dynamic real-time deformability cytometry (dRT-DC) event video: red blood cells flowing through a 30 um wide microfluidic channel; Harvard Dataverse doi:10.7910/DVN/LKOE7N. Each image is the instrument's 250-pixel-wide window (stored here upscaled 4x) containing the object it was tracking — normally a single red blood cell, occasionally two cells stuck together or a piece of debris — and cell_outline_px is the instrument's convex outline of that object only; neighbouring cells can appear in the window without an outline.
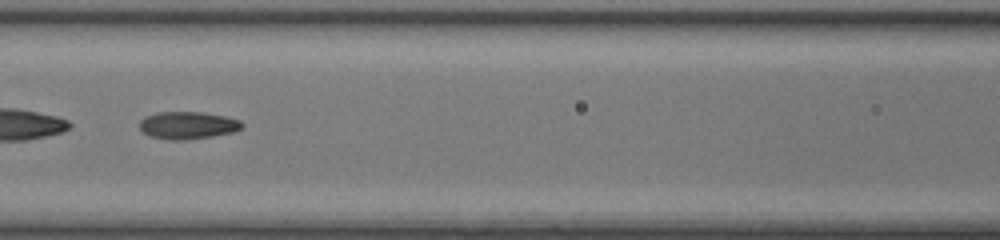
{"species": "common noctule bat (a hibernating species)", "species_latin": "Nyctalus noctula", "temperature_condition": "room temperature", "stored_images_in_passage": 48, "segment_of_instrument_passage": [2, 2], "camera_frame_rate_fps": 3000, "um_per_image_px": 0.085, "animal": {"sex": "female", "body_mass_g": 17.0, "forearm_length_mm": 48.0}, "frame": {"image": 1, "passage_image": 22, "time_ms": 7.0, "image_size_px": [1000, 240], "cell_outline_px": [[244, 128], [236, 132], [212, 136], [184, 140], [168, 140], [148, 136], [140, 128], [140, 120], [144, 116], [156, 112], [204, 112], [224, 116], [240, 120], [244, 124]], "centroid_in_image_um": [15.98, 10.65], "position_along_channel_um": 150.6, "area_um2": 16.65}}
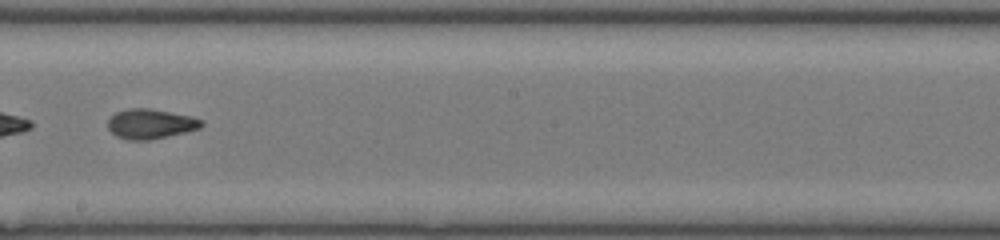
{"frame": {"image": 2, "passage_image": 28, "time_ms": 9.0, "image_size_px": [1000, 240], "cell_outline_px": [[204, 124], [200, 128], [184, 132], [148, 140], [128, 140], [116, 136], [108, 128], [108, 120], [116, 112], [128, 108], [148, 108], [192, 116], [204, 120]], "centroid_in_image_um": [12.8, 10.52], "position_along_channel_um": 235.4, "area_um2": 16.18}}